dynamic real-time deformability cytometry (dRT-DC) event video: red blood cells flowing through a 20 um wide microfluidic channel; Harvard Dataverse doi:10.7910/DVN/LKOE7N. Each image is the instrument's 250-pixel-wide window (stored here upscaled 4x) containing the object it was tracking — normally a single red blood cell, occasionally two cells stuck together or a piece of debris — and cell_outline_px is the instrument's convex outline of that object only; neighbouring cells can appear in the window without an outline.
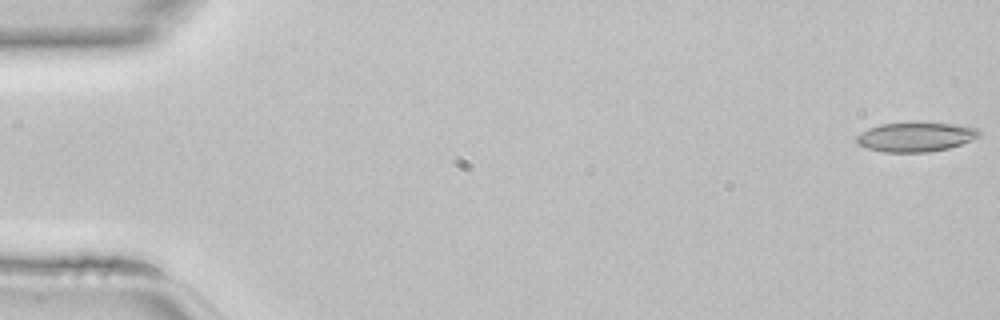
{"species": "common noctule bat (a hibernating species)", "species_latin": "Nyctalus noctula", "temperature_condition": "room temperature", "stored_images_in_passage": 45, "camera_frame_rate_fps": 3000, "um_per_image_px": 0.085, "animal": {"sex": "female", "body_mass_g": 22.7, "forearm_length_mm": 54.2}, "frame": {"image": 1, "passage_image": 1, "time_ms": 0.0, "image_size_px": [1000, 320], "cell_outline_px": [[980, 136], [960, 144], [948, 148], [928, 152], [884, 152], [868, 148], [856, 144], [856, 136], [860, 132], [868, 128], [880, 124], [908, 120], [952, 124], [976, 128], [980, 132]], "centroid_in_image_um": [77.77, 11.6], "position_along_channel_um": 7.2, "area_um2": 21.5}}
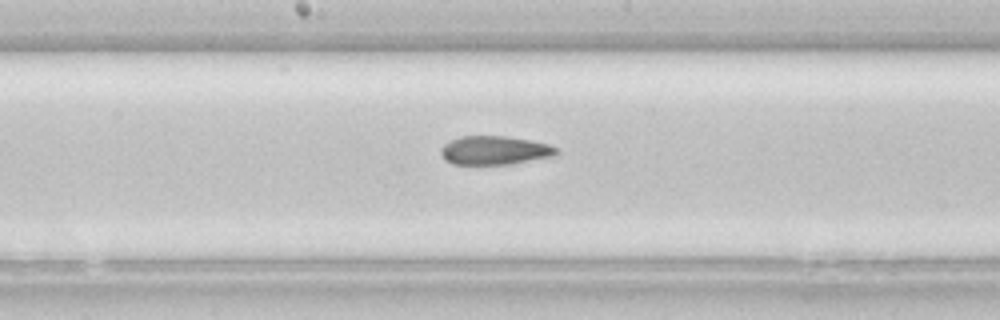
{"frame": {"image": 2, "passage_image": 24, "time_ms": 7.667, "image_size_px": [1000, 320], "cell_outline_px": [[560, 152], [556, 156], [512, 164], [452, 164], [444, 160], [440, 152], [440, 148], [448, 140], [460, 136], [504, 136], [532, 140], [548, 144], [556, 148]], "centroid_in_image_um": [42.04, 12.78], "position_along_channel_um": 206.2, "area_um2": 19.65}}
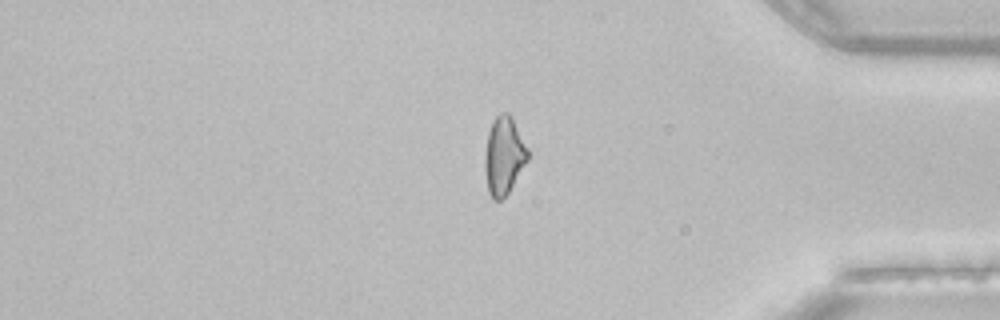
{"frame": {"image": 3, "passage_image": 38, "time_ms": 12.333, "image_size_px": [1000, 320], "cell_outline_px": [[528, 160], [508, 192], [500, 200], [492, 200], [488, 192], [484, 168], [484, 156], [488, 132], [496, 116], [500, 112], [508, 112], [512, 116], [528, 148]], "centroid_in_image_um": [42.82, 13.22], "position_along_channel_um": 392.4, "area_um2": 19.54}}